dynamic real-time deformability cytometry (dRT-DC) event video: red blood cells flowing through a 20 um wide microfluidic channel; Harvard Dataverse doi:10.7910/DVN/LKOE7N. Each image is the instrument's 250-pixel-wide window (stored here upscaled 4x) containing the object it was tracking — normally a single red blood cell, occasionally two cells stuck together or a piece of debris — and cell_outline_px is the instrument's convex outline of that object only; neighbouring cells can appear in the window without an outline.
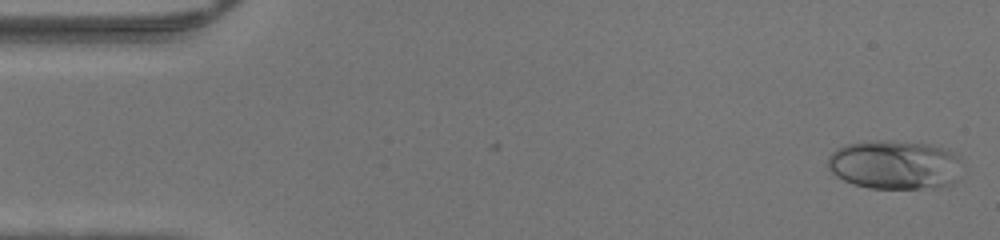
{"species": "human", "species_latin": "Homo sapiens", "temperature_condition": "warm", "stored_images_in_passage": 46, "camera_frame_rate_fps": 3000, "um_per_image_px": 0.085, "donor": {"sex": "male"}, "frame": {"image": 1, "passage_image": 1, "time_ms": 0.0, "image_size_px": [1000, 240], "cell_outline_px": [[960, 160], [956, 180], [952, 184], [936, 188], [868, 188], [844, 180], [836, 176], [828, 168], [828, 156], [836, 148], [844, 144], [864, 140], [892, 140], [928, 144], [948, 148]], "centroid_in_image_um": [76.02, 13.98], "position_along_channel_um": 9.0, "area_um2": 38.73}}
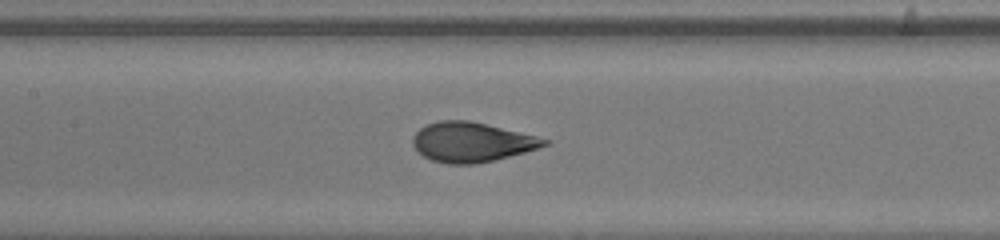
{"frame": {"image": 2, "passage_image": 21, "time_ms": 6.667, "image_size_px": [1000, 240], "cell_outline_px": [[552, 140], [548, 144], [524, 152], [476, 164], [448, 164], [432, 160], [424, 156], [412, 144], [412, 136], [420, 128], [428, 124], [440, 120], [468, 120], [536, 136]], "centroid_in_image_um": [40.06, 12.07], "position_along_channel_um": 167.3, "area_um2": 30.0}}
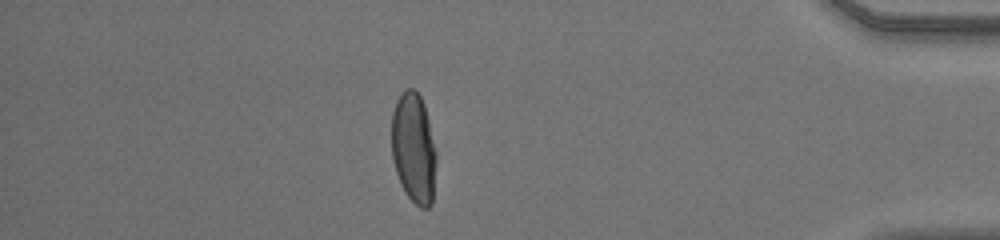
{"frame": {"image": 3, "passage_image": 40, "time_ms": 13.0, "image_size_px": [1000, 240], "cell_outline_px": [[436, 160], [432, 204], [428, 208], [420, 208], [404, 192], [400, 184], [396, 172], [392, 156], [392, 112], [396, 100], [408, 88], [412, 88], [420, 96], [424, 104], [436, 152]], "centroid_in_image_um": [35.16, 12.63], "position_along_channel_um": 400.0, "area_um2": 28.61}}